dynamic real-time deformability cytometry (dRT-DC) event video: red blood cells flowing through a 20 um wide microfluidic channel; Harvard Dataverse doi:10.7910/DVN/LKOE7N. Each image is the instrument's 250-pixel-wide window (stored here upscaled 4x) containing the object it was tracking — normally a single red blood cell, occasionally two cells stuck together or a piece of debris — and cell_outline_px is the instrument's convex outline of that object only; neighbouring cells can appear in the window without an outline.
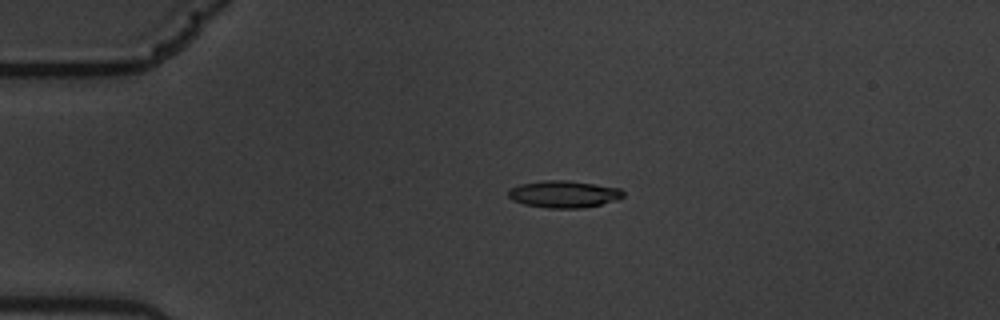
{"species": "common noctule bat (a hibernating species)", "species_latin": "Nyctalus noctula", "temperature_condition": "warm", "stored_images_in_passage": 56, "camera_frame_rate_fps": 3000, "um_per_image_px": 0.085, "animal": {"sex": "male", "body_mass_g": 19.5, "forearm_length_mm": 54.6}, "frame": {"image": 1, "passage_image": 11, "time_ms": 3.333, "image_size_px": [1000, 320], "cell_outline_px": [[624, 196], [616, 200], [600, 204], [580, 208], [548, 208], [524, 204], [512, 200], [508, 196], [508, 188], [520, 184], [544, 180], [568, 180], [620, 188], [624, 192]], "centroid_in_image_um": [47.89, 16.49], "position_along_channel_um": 37.1, "area_um2": 18.09}}
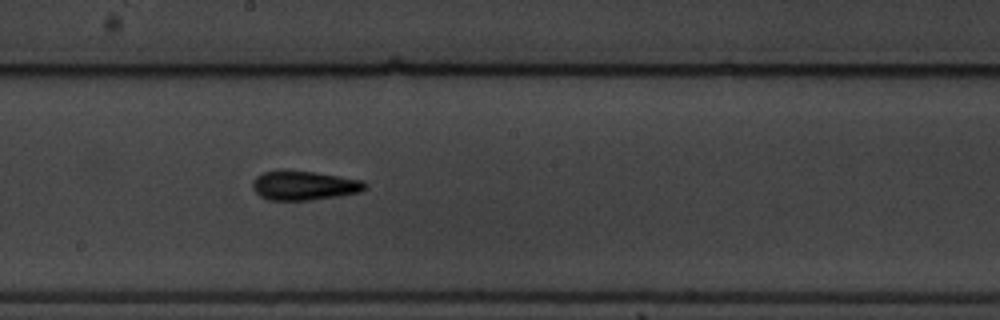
{"frame": {"image": 2, "passage_image": 30, "time_ms": 9.667, "image_size_px": [1000, 320], "cell_outline_px": [[368, 188], [360, 192], [340, 196], [312, 200], [268, 200], [260, 196], [252, 188], [252, 180], [256, 176], [264, 172], [280, 168], [312, 172], [340, 176], [360, 180], [368, 184]], "centroid_in_image_um": [25.82, 15.75], "position_along_channel_um": 222.4, "area_um2": 19.59}}
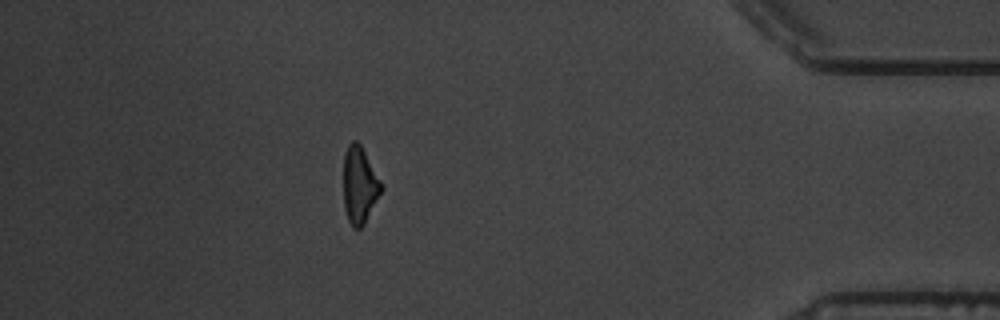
{"frame": {"image": 3, "passage_image": 49, "time_ms": 16.0, "image_size_px": [1000, 320], "cell_outline_px": [[384, 188], [364, 224], [360, 228], [352, 228], [348, 220], [344, 208], [344, 152], [348, 144], [352, 140], [356, 140], [360, 144], [380, 180]], "centroid_in_image_um": [30.55, 15.74], "position_along_channel_um": 404.6, "area_um2": 16.88}, "authors_computed_cell_mechanics": {"area_um2": 18.0047, "velocity_mm_per_s": 3.5421, "shape_relaxation_time_tau1_ms": 4.5317, "shape_relaxation_time_tau2_ms": 3.7889, "deformation_change_tau1": 0.1607, "deformation_change_tau2": 0.1227}}